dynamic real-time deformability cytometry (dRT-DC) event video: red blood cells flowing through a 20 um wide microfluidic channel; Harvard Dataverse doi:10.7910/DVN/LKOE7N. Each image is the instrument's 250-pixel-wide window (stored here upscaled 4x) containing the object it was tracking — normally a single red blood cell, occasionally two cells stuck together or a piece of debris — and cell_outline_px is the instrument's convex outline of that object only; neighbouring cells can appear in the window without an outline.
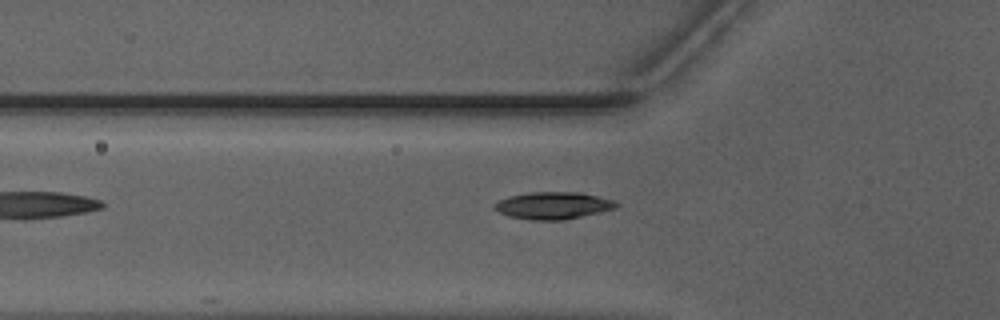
{"species": "Egyptian fruit bat (a non-hibernating species)", "species_latin": "Rousettus aegyptiacus", "temperature_condition": "warm", "stored_images_in_passage": 18, "camera_frame_rate_fps": 3000, "um_per_image_px": 0.085, "animal": {"sex": "male"}, "frame": {"image": 1, "passage_image": 3, "time_ms": 0.667, "image_size_px": [1000, 320], "cell_outline_px": [[620, 204], [616, 208], [600, 212], [564, 220], [532, 220], [508, 216], [492, 208], [492, 204], [508, 196], [528, 192], [580, 192], [612, 200]], "centroid_in_image_um": [46.98, 17.47], "position_along_channel_um": 78.8, "area_um2": 19.31}}
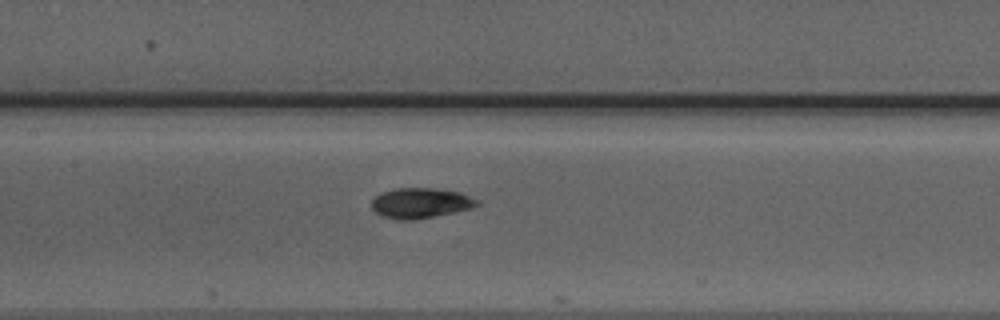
{"frame": {"image": 2, "passage_image": 10, "time_ms": 3.0, "image_size_px": [1000, 320], "cell_outline_px": [[480, 204], [472, 208], [412, 220], [400, 220], [380, 216], [372, 208], [372, 200], [380, 192], [392, 188], [432, 188], [460, 192], [480, 200]], "centroid_in_image_um": [35.73, 17.25], "position_along_channel_um": 171.7, "area_um2": 18.61}}
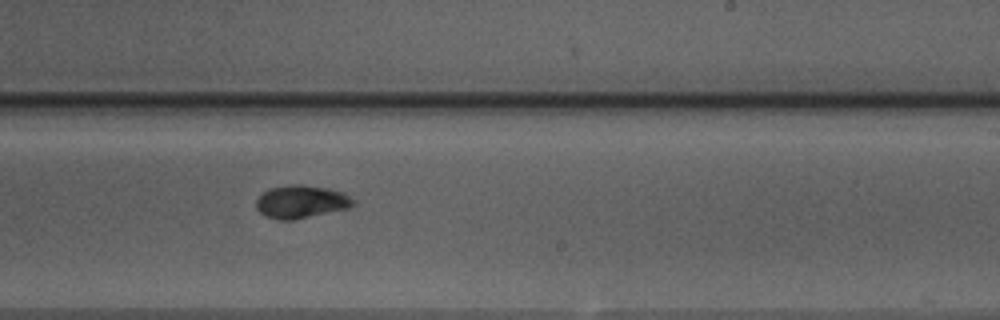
{"frame": {"image": 3, "passage_image": 17, "time_ms": 5.333, "image_size_px": [1000, 320], "cell_outline_px": [[356, 204], [348, 208], [292, 220], [280, 220], [264, 216], [256, 208], [256, 200], [264, 192], [272, 188], [288, 184], [300, 184], [328, 188], [344, 192], [356, 200]], "centroid_in_image_um": [25.62, 17.14], "position_along_channel_um": 263.4, "area_um2": 18.67}}